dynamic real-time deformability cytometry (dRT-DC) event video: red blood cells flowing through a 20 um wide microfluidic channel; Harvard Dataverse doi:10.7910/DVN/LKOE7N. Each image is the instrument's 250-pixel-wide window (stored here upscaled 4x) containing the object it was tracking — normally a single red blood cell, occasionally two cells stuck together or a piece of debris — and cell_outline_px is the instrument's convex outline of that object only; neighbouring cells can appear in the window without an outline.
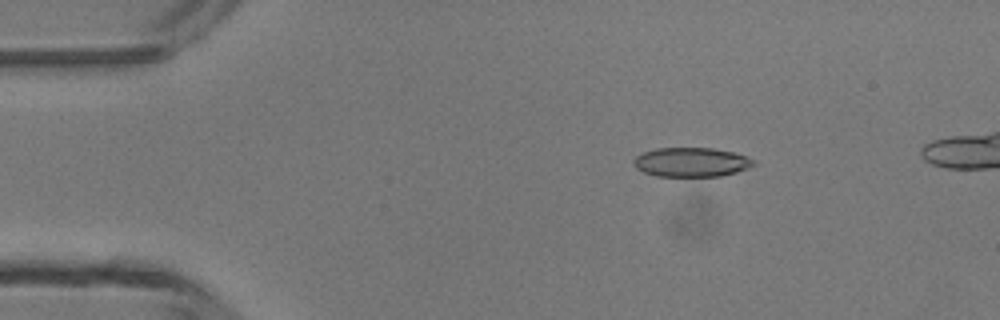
{"species": "common noctule bat (a hibernating species)", "species_latin": "Nyctalus noctula", "temperature_condition": "room temperature", "stored_images_in_passage": 6, "camera_frame_rate_fps": 3000, "um_per_image_px": 0.085, "animal": {"sex": "male", "body_mass_g": 13.3}, "frame": {"image": 1, "passage_image": 2, "time_ms": 2.333, "image_size_px": [1000, 320], "cell_outline_px": [[756, 164], [748, 168], [736, 172], [720, 176], [656, 176], [644, 172], [636, 168], [632, 164], [632, 160], [636, 156], [644, 152], [656, 148], [712, 148], [732, 152], [748, 156], [756, 160]], "centroid_in_image_um": [58.77, 13.78], "position_along_channel_um": 26.2, "area_um2": 20.58}}
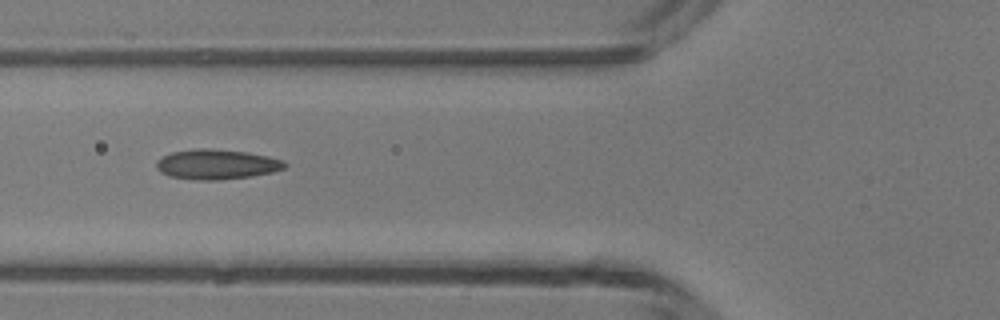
{"frame": {"image": 2, "passage_image": 5, "time_ms": 5.667, "image_size_px": [1000, 320], "cell_outline_px": [[288, 164], [284, 168], [272, 172], [252, 176], [220, 180], [200, 180], [168, 176], [160, 172], [156, 168], [156, 160], [172, 152], [196, 148], [208, 148], [248, 152], [268, 156], [284, 160]], "centroid_in_image_um": [18.42, 13.96], "position_along_channel_um": 107.4, "area_um2": 22.54}}
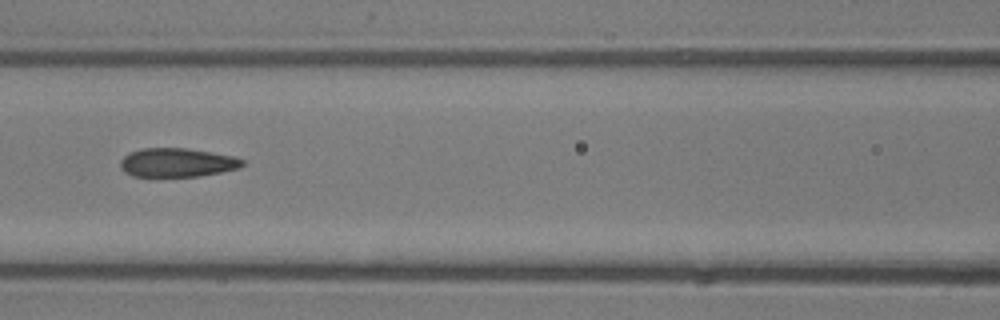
{"frame": {"image": 3, "passage_image": 6, "time_ms": 6.667, "image_size_px": [1000, 320], "cell_outline_px": [[244, 164], [240, 168], [200, 176], [132, 176], [124, 172], [120, 168], [120, 160], [128, 152], [144, 148], [184, 148], [236, 156], [244, 160]], "centroid_in_image_um": [15.05, 13.81], "position_along_channel_um": 151.6, "area_um2": 20.58}}